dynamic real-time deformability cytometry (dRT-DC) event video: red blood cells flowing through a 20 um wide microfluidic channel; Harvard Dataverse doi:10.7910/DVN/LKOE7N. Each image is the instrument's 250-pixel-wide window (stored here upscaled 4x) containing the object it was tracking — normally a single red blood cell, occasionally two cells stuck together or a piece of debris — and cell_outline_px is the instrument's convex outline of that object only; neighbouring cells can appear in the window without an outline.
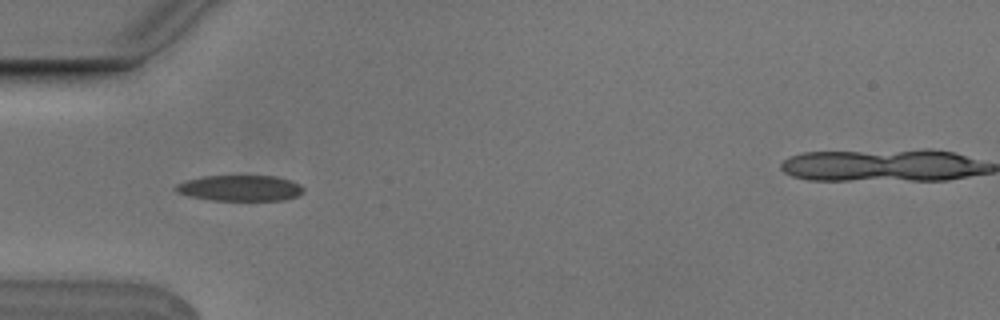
{"species": "Egyptian fruit bat (a non-hibernating species)", "species_latin": "Rousettus aegyptiacus", "temperature_condition": "cold", "stored_images_in_passage": 8, "camera_frame_rate_fps": 3000, "um_per_image_px": 0.085, "animal": {"sex": "male"}, "frame": {"image": 1, "passage_image": 4, "time_ms": 1.0, "image_size_px": [1000, 320], "cell_outline_px": [[304, 192], [300, 196], [284, 200], [212, 200], [188, 196], [176, 192], [172, 188], [176, 184], [184, 180], [204, 176], [276, 176], [292, 180], [300, 184], [304, 188]], "centroid_in_image_um": [20.41, 15.99], "position_along_channel_um": 64.6, "area_um2": 19.54}}
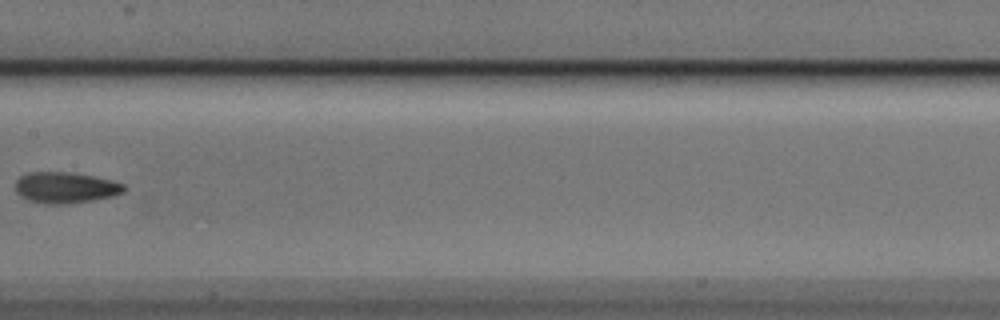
{"frame": {"image": 2, "passage_image": 7, "time_ms": 2.0, "image_size_px": [1000, 320], "cell_outline_px": [[124, 192], [112, 196], [92, 200], [64, 204], [48, 204], [28, 200], [20, 196], [16, 192], [16, 180], [20, 176], [28, 172], [68, 172], [92, 176], [124, 184]], "centroid_in_image_um": [5.51, 15.95], "position_along_channel_um": 201.9, "area_um2": 19.42}}
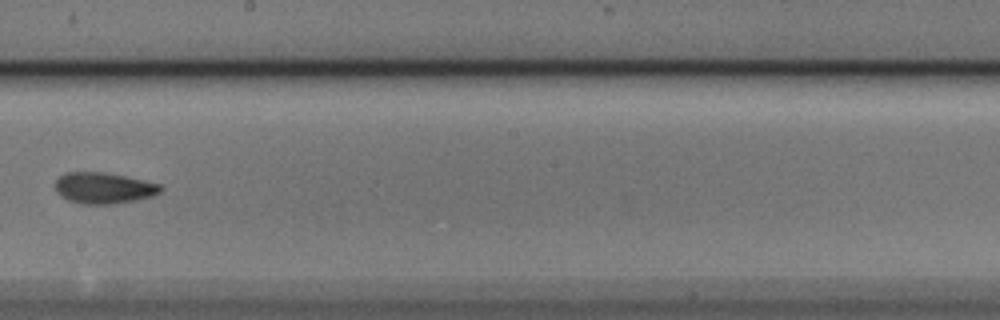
{"frame": {"image": 3, "passage_image": 8, "time_ms": 2.333, "image_size_px": [1000, 320], "cell_outline_px": [[164, 188], [160, 192], [152, 196], [112, 204], [80, 204], [68, 200], [60, 196], [56, 192], [56, 180], [64, 172], [104, 172], [144, 180], [160, 184]], "centroid_in_image_um": [8.79, 15.98], "position_along_channel_um": 239.4, "area_um2": 19.07}}